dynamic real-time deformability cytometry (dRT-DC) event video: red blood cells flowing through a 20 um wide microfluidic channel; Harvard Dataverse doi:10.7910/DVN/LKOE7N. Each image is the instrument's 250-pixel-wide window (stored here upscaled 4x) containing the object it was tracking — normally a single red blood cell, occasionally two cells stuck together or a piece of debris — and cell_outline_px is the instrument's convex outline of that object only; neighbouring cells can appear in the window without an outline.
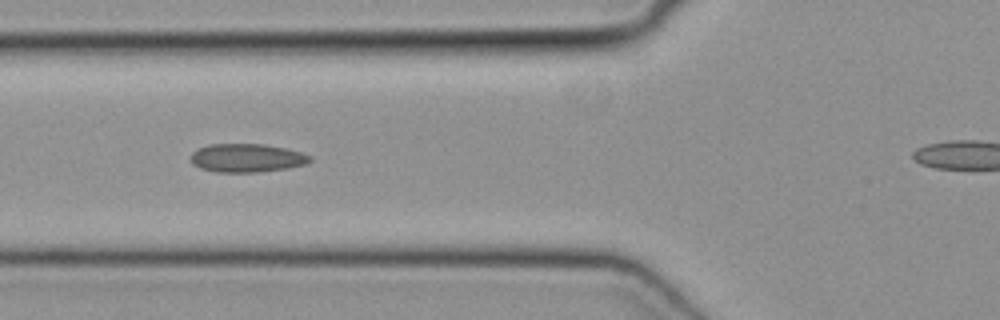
{"species": "common noctule bat (a hibernating species)", "species_latin": "Nyctalus noctula", "temperature_condition": "cold", "stored_images_in_passage": 34, "camera_frame_rate_fps": 3000, "um_per_image_px": 0.085, "animal": {"sex": "female", "body_mass_g": 19.3, "forearm_length_mm": 54.1}, "frame": {"image": 1, "passage_image": 9, "time_ms": 2.667, "image_size_px": [1000, 320], "cell_outline_px": [[312, 160], [304, 164], [288, 168], [260, 172], [216, 172], [200, 168], [192, 164], [188, 160], [188, 156], [192, 152], [200, 148], [212, 144], [264, 144], [284, 148], [300, 152], [312, 156]], "centroid_in_image_um": [20.94, 13.43], "position_along_channel_um": 104.9, "area_um2": 19.88}}
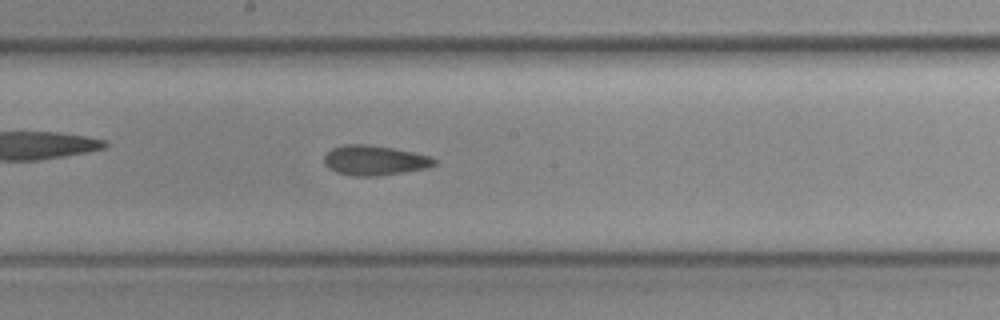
{"frame": {"image": 2, "passage_image": 17, "time_ms": 5.333, "image_size_px": [1000, 320], "cell_outline_px": [[436, 164], [428, 168], [380, 176], [352, 176], [336, 172], [328, 168], [324, 164], [324, 156], [332, 148], [348, 144], [364, 144], [392, 148], [412, 152], [428, 156], [436, 160]], "centroid_in_image_um": [31.81, 13.64], "position_along_channel_um": 216.4, "area_um2": 19.13}}
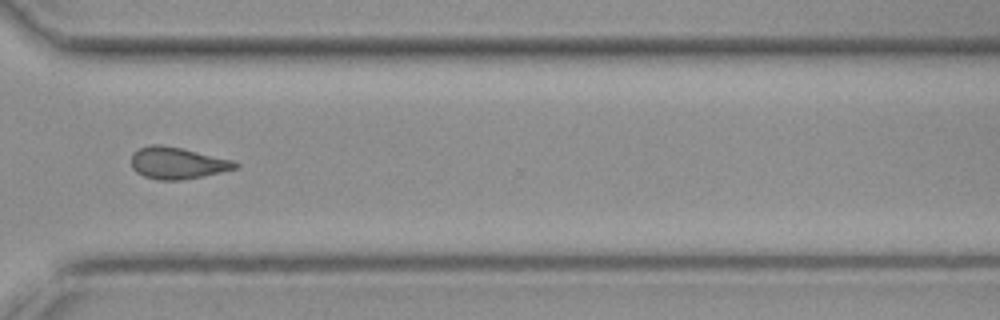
{"frame": {"image": 3, "passage_image": 27, "time_ms": 8.667, "image_size_px": [1000, 320], "cell_outline_px": [[240, 168], [204, 176], [180, 180], [156, 180], [144, 176], [136, 172], [132, 168], [132, 156], [140, 148], [152, 144], [160, 144], [180, 148], [232, 160], [240, 164]], "centroid_in_image_um": [15.1, 13.88], "position_along_channel_um": 355.5, "area_um2": 19.13}}